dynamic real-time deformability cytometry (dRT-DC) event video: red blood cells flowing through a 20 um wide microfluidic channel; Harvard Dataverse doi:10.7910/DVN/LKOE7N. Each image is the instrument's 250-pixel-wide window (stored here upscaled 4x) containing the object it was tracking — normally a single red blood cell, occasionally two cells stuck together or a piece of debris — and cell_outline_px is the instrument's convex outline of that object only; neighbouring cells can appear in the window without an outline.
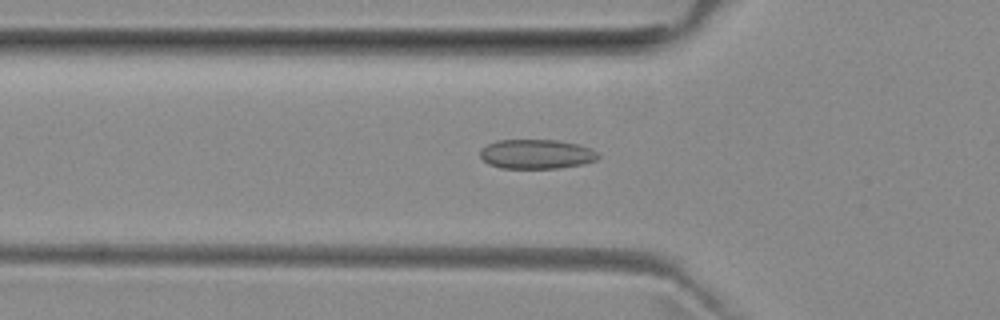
{"species": "common noctule bat (a hibernating species)", "species_latin": "Nyctalus noctula", "temperature_condition": "room temperature", "stored_images_in_passage": 47, "camera_frame_rate_fps": 3000, "um_per_image_px": 0.085, "animal": {"sex": "female", "body_mass_g": 29.2, "forearm_length_mm": 56.3}, "frame": {"image": 1, "passage_image": 17, "time_ms": 5.333, "image_size_px": [1000, 320], "cell_outline_px": [[600, 156], [596, 160], [580, 164], [560, 168], [500, 168], [488, 164], [480, 156], [480, 148], [496, 140], [556, 140], [576, 144], [592, 148]], "centroid_in_image_um": [45.57, 13.1], "position_along_channel_um": 80.2, "area_um2": 20.23}}
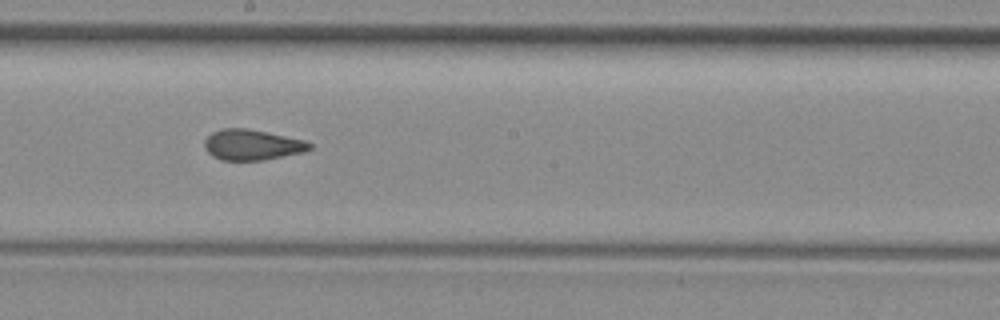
{"frame": {"image": 2, "passage_image": 28, "time_ms": 9.0, "image_size_px": [1000, 320], "cell_outline_px": [[312, 148], [304, 152], [264, 160], [220, 160], [212, 156], [204, 148], [204, 140], [212, 132], [224, 128], [244, 128], [304, 140], [312, 144]], "centroid_in_image_um": [21.4, 12.32], "position_along_channel_um": 226.8, "area_um2": 18.61}}
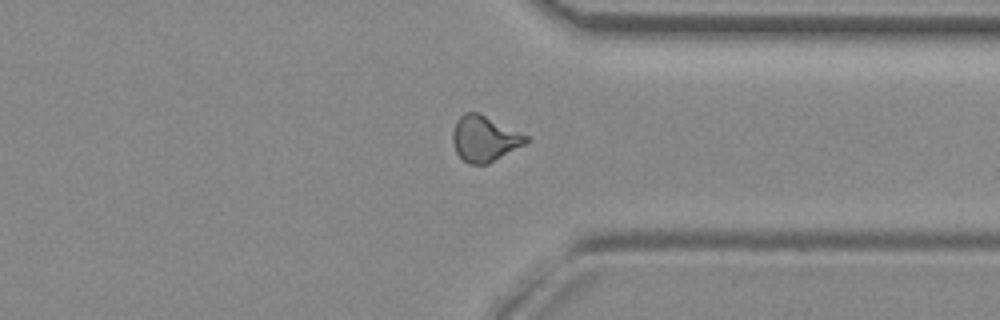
{"frame": {"image": 3, "passage_image": 39, "time_ms": 12.667, "image_size_px": [1000, 320], "cell_outline_px": [[528, 144], [488, 164], [468, 164], [456, 152], [452, 140], [452, 132], [456, 120], [464, 112], [480, 112], [528, 136]], "centroid_in_image_um": [41.19, 11.78], "position_along_channel_um": 370.2, "area_um2": 19.83}, "authors_computed_cell_mechanics": {"area_um2": 19.1896, "velocity_mm_per_s": 3.9842, "shape_relaxation_time_tau1_ms": null, "shape_relaxation_time_tau2_ms": 1.533, "deformation_change_tau1": null, "deformation_change_tau2": 0.0657}}